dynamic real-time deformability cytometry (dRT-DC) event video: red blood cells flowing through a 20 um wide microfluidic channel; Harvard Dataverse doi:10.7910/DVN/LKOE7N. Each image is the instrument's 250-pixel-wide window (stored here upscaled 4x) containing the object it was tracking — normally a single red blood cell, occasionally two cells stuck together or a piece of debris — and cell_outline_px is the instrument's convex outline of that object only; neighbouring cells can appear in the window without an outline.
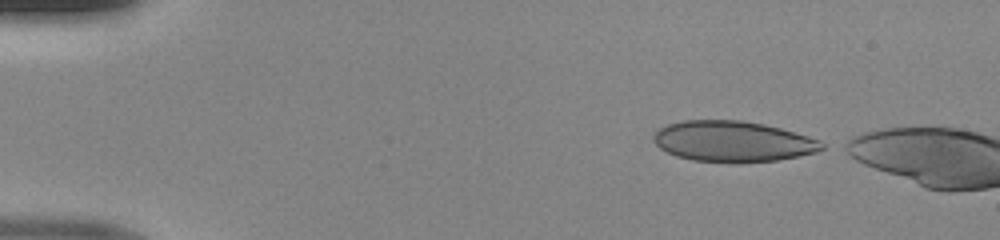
{"species": "human", "species_latin": "Homo sapiens", "temperature_condition": "room temperature", "stored_images_in_passage": 39, "camera_frame_rate_fps": 3000, "um_per_image_px": 0.085, "donor": {"sex": "male"}, "frame": {"image": 1, "passage_image": 1, "time_ms": 0.0, "image_size_px": [1000, 240], "cell_outline_px": [[828, 144], [824, 148], [816, 152], [800, 156], [776, 160], [740, 164], [692, 160], [676, 156], [660, 148], [652, 140], [652, 136], [660, 128], [668, 124], [684, 120], [740, 120], [764, 124], [780, 128], [808, 136], [820, 140]], "centroid_in_image_um": [62.32, 12.03], "position_along_channel_um": 22.7, "area_um2": 40.4}}
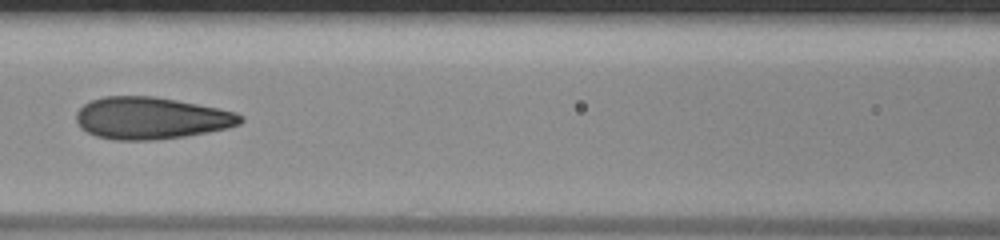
{"frame": {"image": 2, "passage_image": 17, "time_ms": 5.333, "image_size_px": [1000, 240], "cell_outline_px": [[244, 120], [240, 124], [228, 128], [208, 132], [184, 136], [152, 140], [116, 140], [96, 136], [80, 128], [76, 120], [76, 112], [84, 104], [92, 100], [104, 96], [152, 96], [176, 100], [236, 112], [244, 116]], "centroid_in_image_um": [12.84, 10.04], "position_along_channel_um": 153.8, "area_um2": 40.11}}
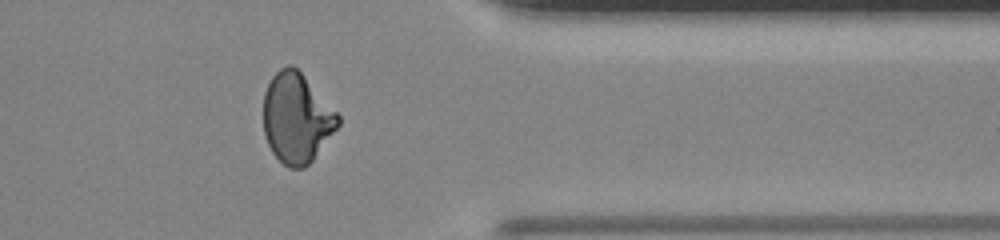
{"frame": {"image": 3, "passage_image": 34, "time_ms": 11.0, "image_size_px": [1000, 240], "cell_outline_px": [[340, 124], [312, 160], [304, 168], [288, 168], [272, 152], [264, 136], [264, 92], [272, 76], [280, 68], [288, 64], [292, 64], [304, 76], [340, 116]], "centroid_in_image_um": [25.19, 10.03], "position_along_channel_um": 386.2, "area_um2": 38.73}}